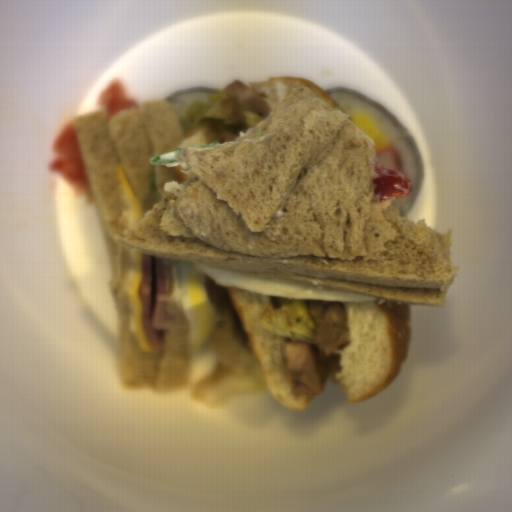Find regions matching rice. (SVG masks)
I'll use <instances>...</instances> for the list:
<instances>
[{
  "label": "rice",
  "instance_id": "652b925c",
  "mask_svg": "<svg viewBox=\"0 0 512 512\" xmlns=\"http://www.w3.org/2000/svg\"><path fill=\"white\" fill-rule=\"evenodd\" d=\"M329 96L336 102L343 113L349 114L350 121L356 114L370 116L388 138V149H393L401 171L412 183V193L410 196L392 198L393 207L400 214L409 206L417 189L418 179V170L413 150L403 130L385 113L363 99L346 92H333Z\"/></svg>",
  "mask_w": 512,
  "mask_h": 512
},
{
  "label": "rice",
  "instance_id": "023b6e5f",
  "mask_svg": "<svg viewBox=\"0 0 512 512\" xmlns=\"http://www.w3.org/2000/svg\"><path fill=\"white\" fill-rule=\"evenodd\" d=\"M210 95L212 94L198 91H186L184 93L174 96L169 101L174 111L179 127L189 107L194 102H206Z\"/></svg>",
  "mask_w": 512,
  "mask_h": 512
}]
</instances>
